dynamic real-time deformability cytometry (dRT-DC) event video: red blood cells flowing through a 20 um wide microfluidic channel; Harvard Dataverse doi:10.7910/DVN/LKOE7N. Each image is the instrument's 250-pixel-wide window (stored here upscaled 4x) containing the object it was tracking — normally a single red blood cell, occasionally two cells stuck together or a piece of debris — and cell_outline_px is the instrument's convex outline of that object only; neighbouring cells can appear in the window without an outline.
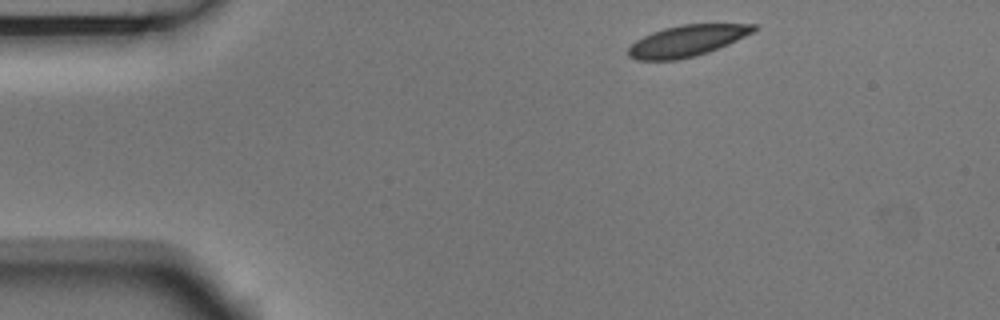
{"species": "Egyptian fruit bat (a non-hibernating species)", "species_latin": "Rousettus aegyptiacus", "temperature_condition": "room temperature", "stored_images_in_passage": 3, "camera_frame_rate_fps": 3000, "um_per_image_px": 0.085, "animal": {"sex": "male"}, "frame": {"image": 1, "passage_image": 1, "time_ms": 0.0, "image_size_px": [1000, 320], "cell_outline_px": [[756, 28], [752, 32], [728, 44], [708, 52], [676, 60], [636, 60], [628, 56], [628, 48], [636, 40], [652, 32], [664, 28], [680, 24], [756, 24]], "centroid_in_image_um": [58.35, 3.47], "position_along_channel_um": 26.7, "area_um2": 22.54}}